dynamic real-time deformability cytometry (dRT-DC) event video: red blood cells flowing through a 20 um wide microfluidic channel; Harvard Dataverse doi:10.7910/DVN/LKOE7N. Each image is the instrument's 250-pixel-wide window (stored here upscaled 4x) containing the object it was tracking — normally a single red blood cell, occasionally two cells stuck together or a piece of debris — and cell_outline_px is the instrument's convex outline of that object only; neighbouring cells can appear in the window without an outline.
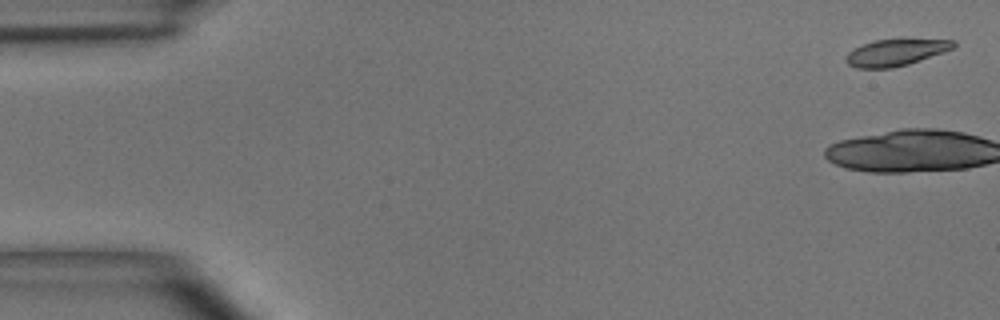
{"species": "common noctule bat (a hibernating species)", "species_latin": "Nyctalus noctula", "temperature_condition": "room temperature", "stored_images_in_passage": 4, "camera_frame_rate_fps": 3000, "um_per_image_px": 0.085, "animal": {"sex": "male", "body_mass_g": 15.6}, "frame": {"image": 1, "passage_image": 1, "time_ms": 0.0, "image_size_px": [1000, 320], "cell_outline_px": [[956, 44], [952, 48], [908, 64], [892, 68], [856, 68], [848, 64], [844, 60], [844, 56], [852, 48], [872, 40], [956, 40]], "centroid_in_image_um": [76.02, 4.47], "position_along_channel_um": 9.0, "area_um2": 16.42}}